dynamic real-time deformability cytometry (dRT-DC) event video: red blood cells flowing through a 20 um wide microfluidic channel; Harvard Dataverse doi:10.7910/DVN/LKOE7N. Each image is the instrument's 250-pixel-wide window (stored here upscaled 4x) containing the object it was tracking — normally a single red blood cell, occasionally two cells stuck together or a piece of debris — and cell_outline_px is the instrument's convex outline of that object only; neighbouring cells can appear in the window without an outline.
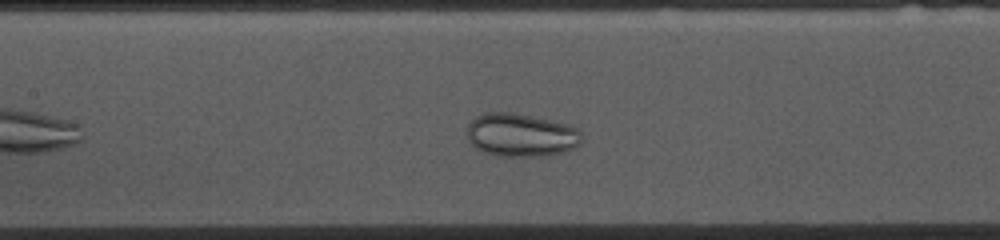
{"species": "common noctule bat (a hibernating species)", "species_latin": "Nyctalus noctula", "temperature_condition": "cold", "stored_images_in_passage": 43, "camera_frame_rate_fps": 3000, "um_per_image_px": 0.085, "animal": {"sex": "female", "body_mass_g": 10.0, "forearm_length_mm": 53.1}, "frame": {"image": 1, "passage_image": 16, "time_ms": 5.0, "image_size_px": [1000, 240], "cell_outline_px": [[580, 144], [564, 152], [548, 156], [500, 156], [484, 152], [476, 148], [468, 140], [468, 124], [476, 116], [484, 112], [508, 112], [568, 124], [576, 128], [580, 132]], "centroid_in_image_um": [44.26, 11.49], "position_along_channel_um": 163.1, "area_um2": 28.67}}
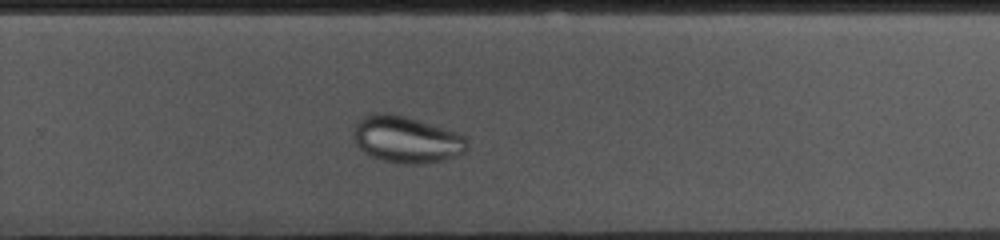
{"frame": {"image": 2, "passage_image": 27, "time_ms": 8.667, "image_size_px": [1000, 240], "cell_outline_px": [[468, 148], [464, 152], [440, 160], [420, 164], [400, 164], [384, 160], [372, 156], [364, 152], [356, 144], [352, 136], [356, 124], [364, 116], [372, 112], [388, 112], [420, 120], [456, 132], [464, 136], [468, 140]], "centroid_in_image_um": [34.53, 11.84], "position_along_channel_um": 295.3, "area_um2": 30.87}}
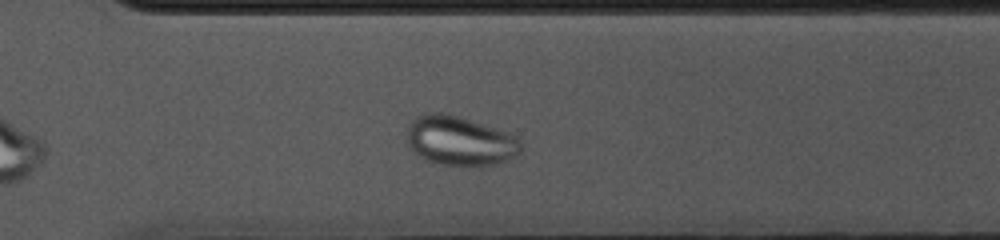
{"frame": {"image": 3, "passage_image": 30, "time_ms": 9.667, "image_size_px": [1000, 240], "cell_outline_px": [[520, 152], [516, 156], [496, 164], [440, 164], [416, 156], [408, 144], [408, 128], [412, 120], [416, 116], [428, 112], [444, 112], [460, 116], [512, 132], [520, 140]], "centroid_in_image_um": [39.1, 11.93], "position_along_channel_um": 331.5, "area_um2": 32.89}}